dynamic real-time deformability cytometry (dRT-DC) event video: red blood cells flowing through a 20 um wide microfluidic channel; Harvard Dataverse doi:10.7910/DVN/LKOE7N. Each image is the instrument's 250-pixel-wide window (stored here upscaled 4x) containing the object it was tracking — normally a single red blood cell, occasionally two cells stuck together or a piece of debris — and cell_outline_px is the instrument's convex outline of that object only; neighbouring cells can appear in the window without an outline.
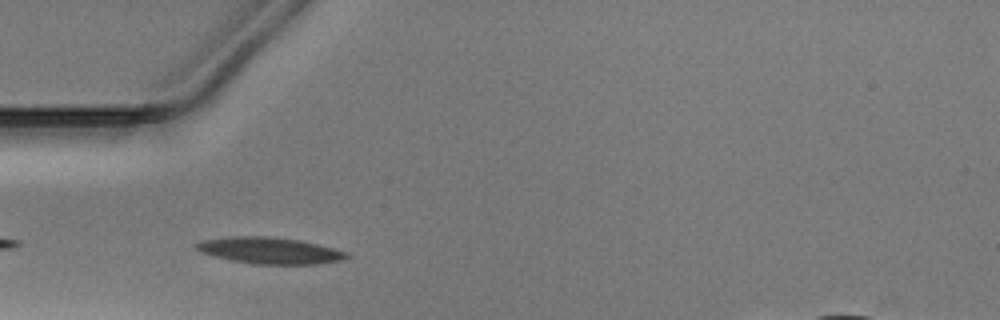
{"species": "Egyptian fruit bat (a non-hibernating species)", "species_latin": "Rousettus aegyptiacus", "temperature_condition": "warm", "stored_images_in_passage": 27, "camera_frame_rate_fps": 3000, "um_per_image_px": 0.085, "animal": {"sex": "male"}, "frame": {"image": 1, "passage_image": 2, "time_ms": 0.333, "image_size_px": [1000, 320], "cell_outline_px": [[352, 256], [340, 260], [316, 264], [256, 264], [232, 260], [200, 252], [192, 248], [192, 244], [204, 240], [228, 236], [268, 236], [300, 240], [348, 252]], "centroid_in_image_um": [22.88, 21.29], "position_along_channel_um": 62.1, "area_um2": 23.18}}
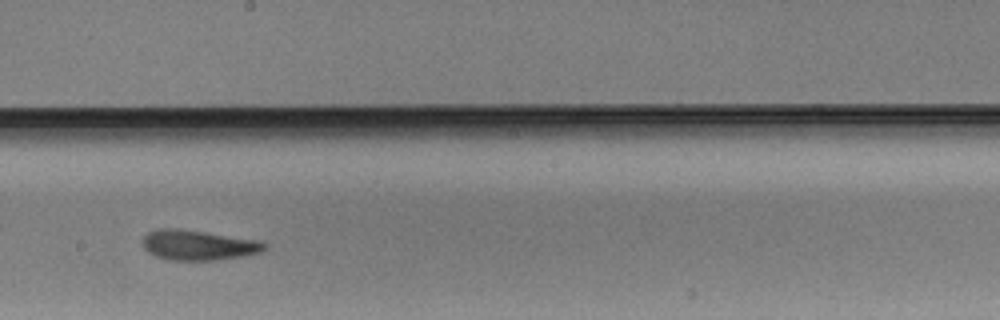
{"frame": {"image": 2, "passage_image": 15, "time_ms": 4.667, "image_size_px": [1000, 320], "cell_outline_px": [[268, 244], [260, 252], [240, 256], [216, 260], [168, 260], [156, 256], [148, 252], [144, 248], [140, 240], [148, 232], [156, 228], [180, 228], [260, 240]], "centroid_in_image_um": [16.8, 20.82], "position_along_channel_um": 231.4, "area_um2": 21.56}}
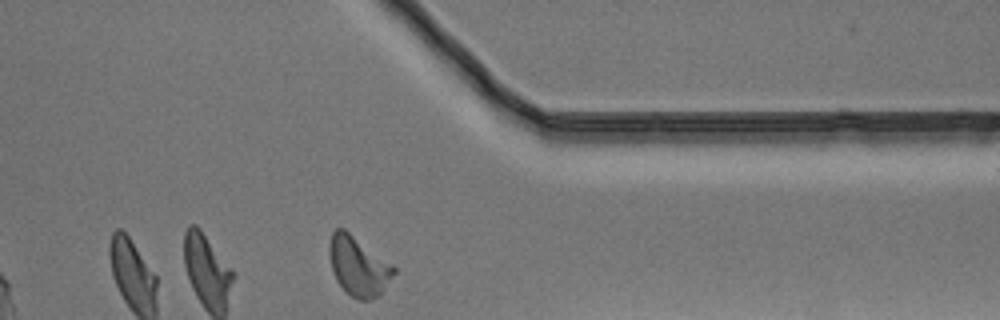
{"frame": {"image": 3, "passage_image": 27, "time_ms": 8.667, "image_size_px": [1000, 320], "cell_outline_px": [[396, 272], [380, 296], [368, 300], [360, 300], [352, 296], [336, 280], [332, 272], [328, 252], [328, 244], [332, 232], [336, 228], [344, 228], [392, 264], [396, 268]], "centroid_in_image_um": [30.46, 22.61], "position_along_channel_um": 380.9, "area_um2": 22.37}}